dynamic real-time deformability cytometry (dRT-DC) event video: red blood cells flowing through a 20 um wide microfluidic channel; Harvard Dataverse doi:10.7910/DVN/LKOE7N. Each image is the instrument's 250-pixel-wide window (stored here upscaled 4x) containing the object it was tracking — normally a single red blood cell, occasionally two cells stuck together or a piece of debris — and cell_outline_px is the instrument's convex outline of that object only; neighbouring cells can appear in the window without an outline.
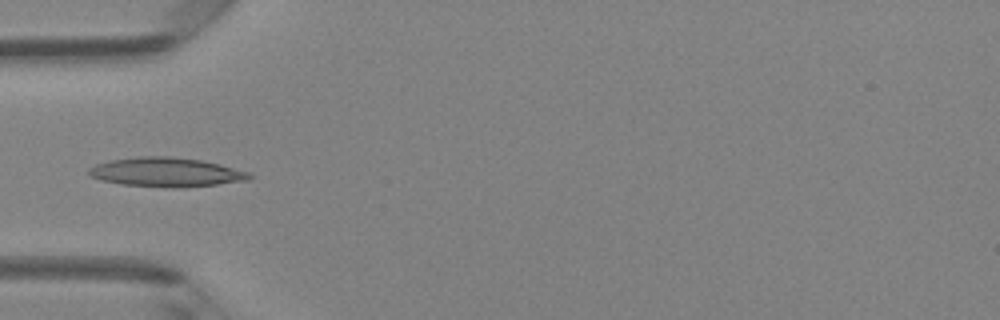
{"species": "Egyptian fruit bat (a non-hibernating species)", "species_latin": "Rousettus aegyptiacus", "temperature_condition": "room temperature", "stored_images_in_passage": 6, "camera_frame_rate_fps": 3000, "um_per_image_px": 0.085, "animal": {"sex": "female"}, "frame": {"image": 1, "passage_image": 5, "time_ms": 1.333, "image_size_px": [1000, 320], "cell_outline_px": [[252, 176], [248, 180], [216, 184], [176, 188], [172, 188], [120, 184], [100, 180], [92, 176], [88, 172], [88, 168], [96, 164], [112, 160], [136, 156], [172, 156], [200, 160], [220, 164], [248, 172]], "centroid_in_image_um": [14.1, 14.63], "position_along_channel_um": 70.9, "area_um2": 27.22}}
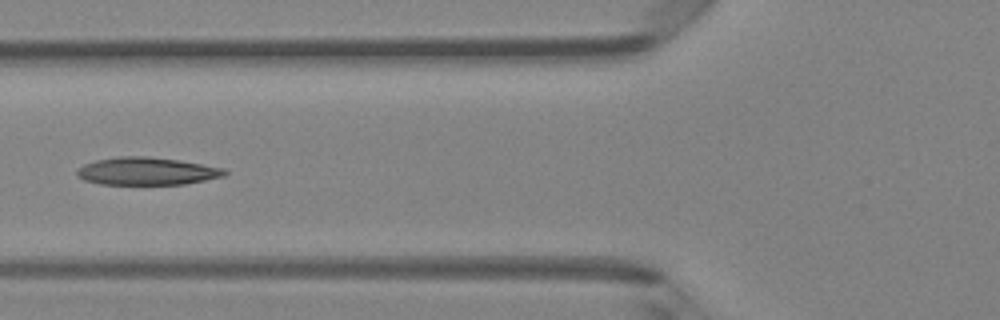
{"frame": {"image": 2, "passage_image": 6, "time_ms": 1.667, "image_size_px": [1000, 320], "cell_outline_px": [[228, 172], [224, 176], [184, 184], [100, 184], [84, 180], [76, 176], [76, 168], [84, 164], [96, 160], [120, 156], [148, 156], [180, 160], [224, 168]], "centroid_in_image_um": [12.45, 14.54], "position_along_channel_um": 113.4, "area_um2": 23.87}}